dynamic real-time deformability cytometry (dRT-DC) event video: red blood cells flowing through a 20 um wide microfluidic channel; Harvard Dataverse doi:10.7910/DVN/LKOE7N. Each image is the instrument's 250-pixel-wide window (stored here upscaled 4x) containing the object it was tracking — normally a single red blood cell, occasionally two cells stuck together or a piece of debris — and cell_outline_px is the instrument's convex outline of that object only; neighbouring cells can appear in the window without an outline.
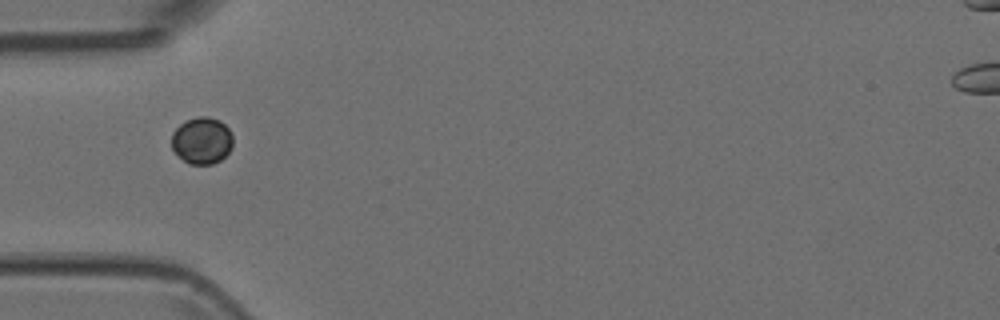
{"species": "Egyptian fruit bat (a non-hibernating species)", "species_latin": "Rousettus aegyptiacus", "temperature_condition": "room temperature", "stored_images_in_passage": 7, "camera_frame_rate_fps": 3000, "um_per_image_px": 0.085, "animal": {"sex": "female"}, "frame": {"image": 1, "passage_image": 4, "time_ms": 1.0, "image_size_px": [1000, 320], "cell_outline_px": [[232, 148], [220, 160], [212, 164], [188, 164], [172, 148], [172, 132], [180, 124], [196, 116], [208, 116], [220, 120], [232, 132]], "centroid_in_image_um": [17.17, 11.93], "position_along_channel_um": 67.8, "area_um2": 16.7}}
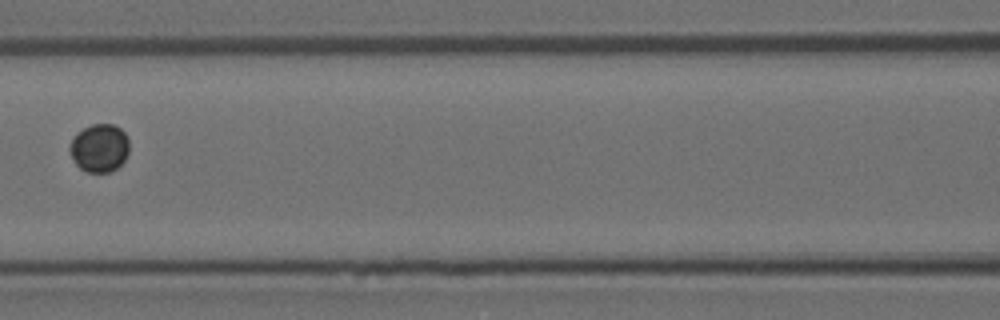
{"frame": {"image": 2, "passage_image": 6, "time_ms": 1.667, "image_size_px": [1000, 320], "cell_outline_px": [[128, 152], [124, 160], [112, 172], [84, 172], [76, 164], [68, 148], [72, 140], [84, 128], [92, 124], [112, 124], [120, 128], [124, 132], [128, 140]], "centroid_in_image_um": [8.46, 12.59], "position_along_channel_um": 158.1, "area_um2": 16.47}}
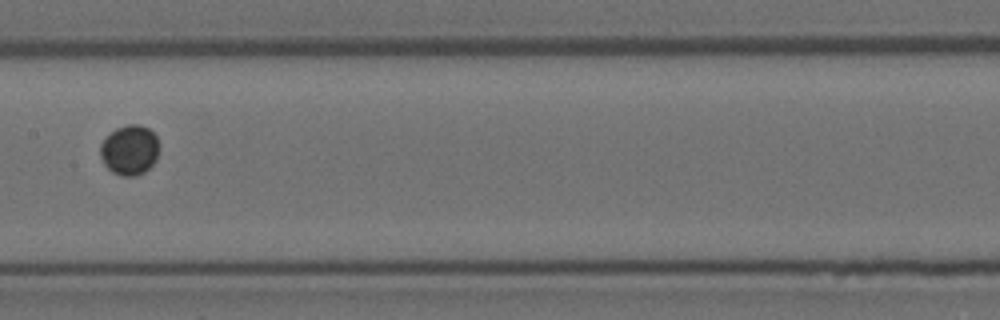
{"frame": {"image": 3, "passage_image": 7, "time_ms": 2.0, "image_size_px": [1000, 320], "cell_outline_px": [[160, 144], [156, 160], [144, 172], [136, 176], [120, 176], [112, 172], [104, 164], [100, 156], [100, 144], [116, 128], [128, 124], [140, 124], [148, 128], [156, 136]], "centroid_in_image_um": [11.03, 12.75], "position_along_channel_um": 196.4, "area_um2": 17.22}}